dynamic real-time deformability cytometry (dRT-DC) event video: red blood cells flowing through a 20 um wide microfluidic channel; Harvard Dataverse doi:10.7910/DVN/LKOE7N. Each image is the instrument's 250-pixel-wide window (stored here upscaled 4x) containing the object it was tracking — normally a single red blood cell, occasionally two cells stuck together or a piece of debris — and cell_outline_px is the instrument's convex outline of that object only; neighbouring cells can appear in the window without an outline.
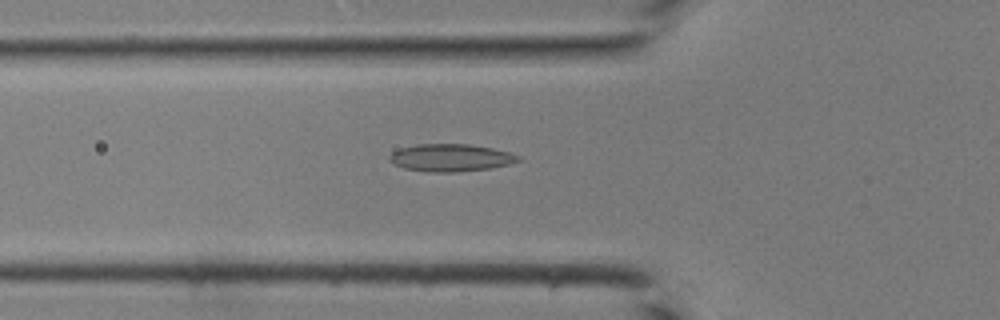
{"species": "common noctule bat (a hibernating species)", "species_latin": "Nyctalus noctula", "temperature_condition": "room temperature", "stored_images_in_passage": 36, "camera_frame_rate_fps": 3000, "um_per_image_px": 0.085, "animal": {"sex": "male", "body_mass_g": 19.0, "forearm_length_mm": 50.8}, "frame": {"image": 1, "passage_image": 9, "time_ms": 2.667, "image_size_px": [1000, 320], "cell_outline_px": [[520, 160], [508, 164], [492, 168], [456, 172], [428, 172], [404, 168], [388, 160], [392, 152], [400, 148], [416, 144], [468, 144], [492, 148], [508, 152], [520, 156]], "centroid_in_image_um": [38.3, 13.4], "position_along_channel_um": 87.5, "area_um2": 20.52}}
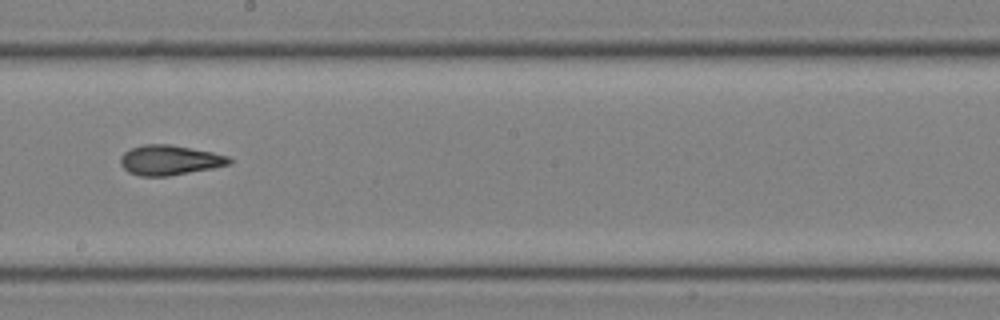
{"frame": {"image": 2, "passage_image": 18, "time_ms": 5.667, "image_size_px": [1000, 320], "cell_outline_px": [[232, 160], [228, 164], [212, 168], [168, 176], [140, 176], [128, 172], [120, 164], [120, 156], [124, 152], [132, 148], [144, 144], [168, 144], [212, 152], [228, 156]], "centroid_in_image_um": [14.37, 13.61], "position_along_channel_um": 233.8, "area_um2": 18.79}}
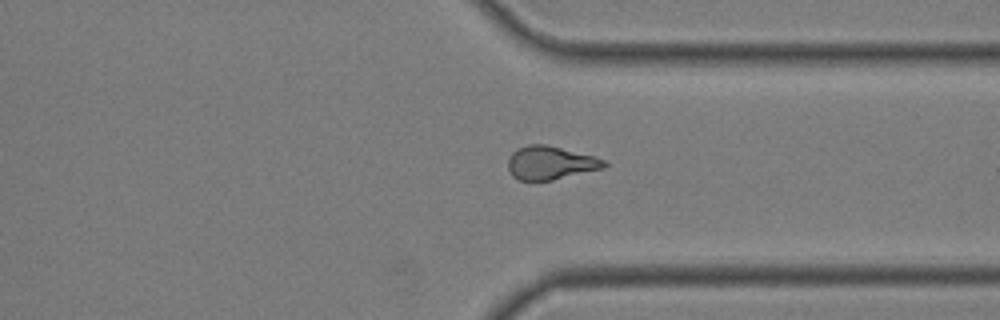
{"frame": {"image": 3, "passage_image": 26, "time_ms": 8.333, "image_size_px": [1000, 320], "cell_outline_px": [[608, 164], [604, 168], [552, 180], [520, 180], [512, 176], [508, 168], [508, 160], [512, 152], [516, 148], [528, 144], [544, 144], [592, 156], [604, 160]], "centroid_in_image_um": [46.75, 13.84], "position_along_channel_um": 364.7, "area_um2": 18.5}}